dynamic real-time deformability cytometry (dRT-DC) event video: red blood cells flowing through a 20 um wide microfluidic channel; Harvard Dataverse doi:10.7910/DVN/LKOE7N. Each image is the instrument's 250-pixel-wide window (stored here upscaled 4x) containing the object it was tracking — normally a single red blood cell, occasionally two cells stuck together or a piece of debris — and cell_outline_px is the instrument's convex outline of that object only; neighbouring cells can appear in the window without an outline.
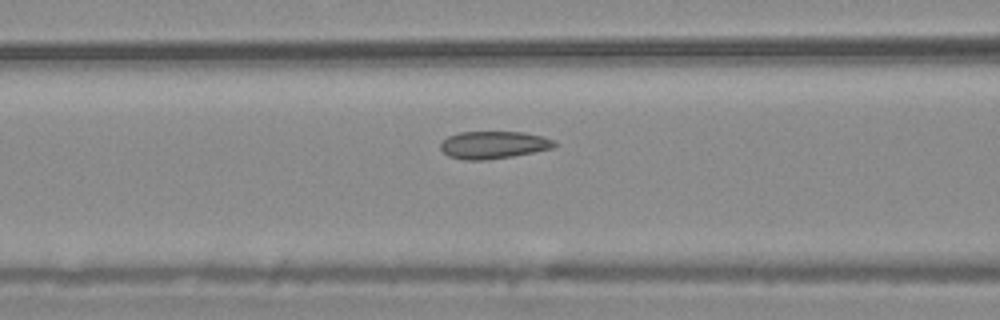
{"species": "common noctule bat (a hibernating species)", "species_latin": "Nyctalus noctula", "temperature_condition": "warm", "stored_images_in_passage": 56, "camera_frame_rate_fps": 3000, "um_per_image_px": 0.085, "animal": {"sex": "male", "body_mass_g": 20.4}, "frame": {"image": 1, "passage_image": 23, "time_ms": 7.333, "image_size_px": [1000, 320], "cell_outline_px": [[560, 144], [552, 148], [512, 156], [484, 160], [464, 160], [448, 156], [440, 148], [440, 144], [448, 136], [460, 132], [524, 132], [556, 140]], "centroid_in_image_um": [41.96, 12.31], "position_along_channel_um": 124.6, "area_um2": 18.21}}
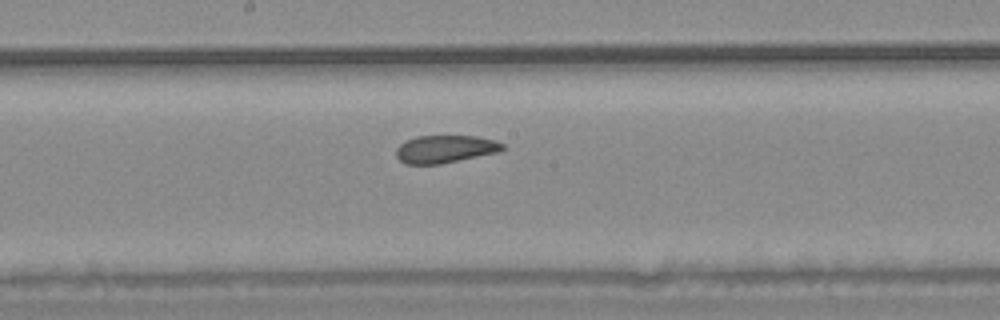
{"frame": {"image": 2, "passage_image": 30, "time_ms": 9.667, "image_size_px": [1000, 320], "cell_outline_px": [[504, 148], [500, 152], [440, 164], [408, 164], [400, 160], [396, 156], [396, 148], [400, 144], [416, 136], [476, 136], [496, 140], [504, 144]], "centroid_in_image_um": [37.87, 12.67], "position_along_channel_um": 210.3, "area_um2": 17.17}}
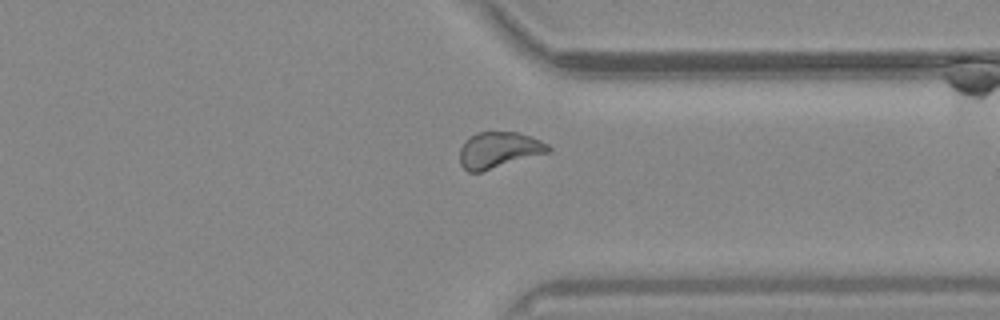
{"frame": {"image": 3, "passage_image": 43, "time_ms": 14.0, "image_size_px": [1000, 320], "cell_outline_px": [[552, 152], [480, 172], [468, 172], [460, 164], [460, 148], [464, 140], [468, 136], [480, 132], [516, 132], [532, 136], [548, 144], [552, 148]], "centroid_in_image_um": [42.42, 12.75], "position_along_channel_um": 369.0, "area_um2": 18.9}, "authors_computed_cell_mechanics": {"area_um2": 19.3052, "velocity_mm_per_s": 3.6818, "shape_relaxation_time_tau1_ms": null, "shape_relaxation_time_tau2_ms": 1.8162, "deformation_change_tau1": null, "deformation_change_tau2": 0.0654}}